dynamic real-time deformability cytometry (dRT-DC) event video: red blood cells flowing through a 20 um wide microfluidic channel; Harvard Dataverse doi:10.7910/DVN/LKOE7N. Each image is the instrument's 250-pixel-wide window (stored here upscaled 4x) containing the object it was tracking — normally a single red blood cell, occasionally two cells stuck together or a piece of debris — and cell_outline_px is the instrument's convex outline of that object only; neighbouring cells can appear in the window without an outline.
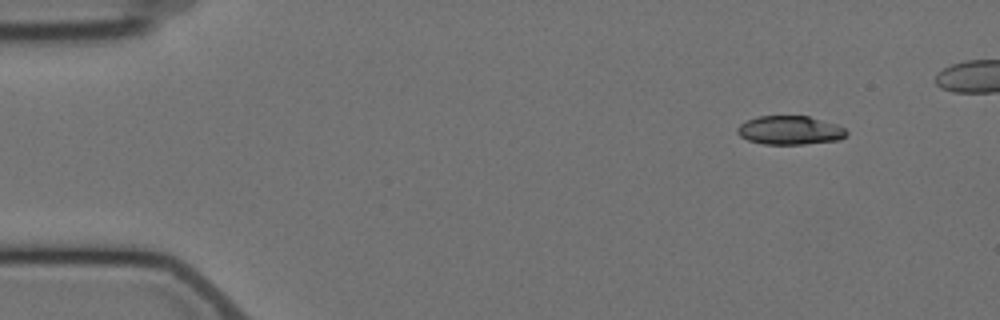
{"species": "Egyptian fruit bat (a non-hibernating species)", "species_latin": "Rousettus aegyptiacus", "temperature_condition": "cold", "stored_images_in_passage": 5, "camera_frame_rate_fps": 3000, "um_per_image_px": 0.085, "animal": {"sex": "female"}, "frame": {"image": 1, "passage_image": 1, "time_ms": 0.0, "image_size_px": [1000, 320], "cell_outline_px": [[848, 136], [840, 140], [804, 144], [764, 144], [748, 140], [740, 136], [736, 132], [736, 128], [740, 124], [756, 116], [808, 116], [836, 124], [844, 128], [848, 132]], "centroid_in_image_um": [67.15, 11.07], "position_along_channel_um": 17.8, "area_um2": 18.38}}